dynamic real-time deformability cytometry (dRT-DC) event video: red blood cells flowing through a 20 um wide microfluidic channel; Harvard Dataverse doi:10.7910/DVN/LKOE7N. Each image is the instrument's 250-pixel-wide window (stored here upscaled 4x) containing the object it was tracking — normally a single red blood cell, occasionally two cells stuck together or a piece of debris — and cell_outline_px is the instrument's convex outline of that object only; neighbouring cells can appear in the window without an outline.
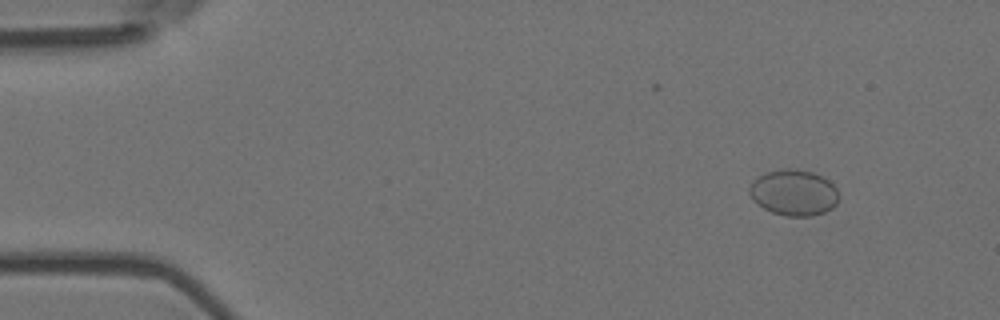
{"species": "Egyptian fruit bat (a non-hibernating species)", "species_latin": "Rousettus aegyptiacus", "temperature_condition": "room temperature", "stored_images_in_passage": 3, "camera_frame_rate_fps": 3000, "um_per_image_px": 0.085, "animal": {"sex": "female"}, "frame": {"image": 1, "passage_image": 1, "time_ms": 0.0, "image_size_px": [1000, 320], "cell_outline_px": [[840, 196], [836, 204], [832, 208], [824, 212], [812, 216], [784, 216], [772, 212], [756, 204], [752, 200], [748, 192], [748, 188], [752, 180], [768, 172], [784, 168], [796, 168], [812, 172], [828, 180], [836, 188]], "centroid_in_image_um": [67.45, 16.38], "position_along_channel_um": 17.5, "area_um2": 24.16}}